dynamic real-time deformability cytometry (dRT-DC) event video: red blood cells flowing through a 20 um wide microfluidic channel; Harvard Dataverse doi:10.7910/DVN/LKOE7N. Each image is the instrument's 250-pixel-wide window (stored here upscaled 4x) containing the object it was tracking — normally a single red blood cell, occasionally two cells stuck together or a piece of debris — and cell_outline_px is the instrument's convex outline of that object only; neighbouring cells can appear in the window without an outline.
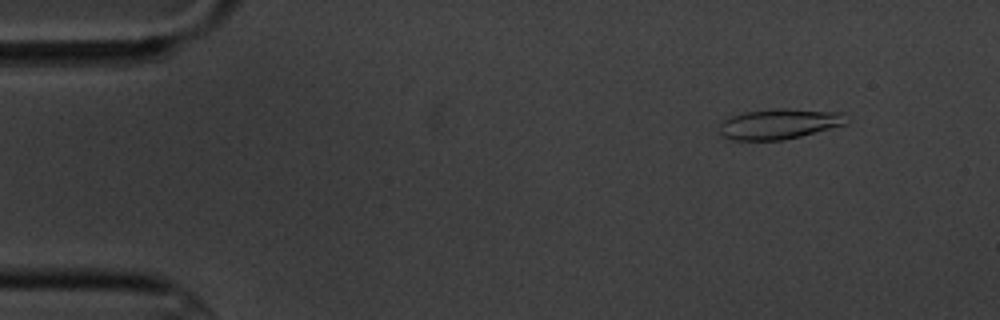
{"species": "common noctule bat (a hibernating species)", "species_latin": "Nyctalus noctula", "temperature_condition": "cold", "stored_images_in_passage": 5, "camera_frame_rate_fps": 3000, "um_per_image_px": 0.085, "animal": {"sex": "male", "body_mass_g": 20.1, "forearm_length_mm": 53.5}, "frame": {"image": 1, "passage_image": 2, "time_ms": 1.333, "image_size_px": [1000, 320], "cell_outline_px": [[848, 124], [784, 140], [732, 140], [724, 136], [720, 132], [720, 124], [724, 120], [732, 116], [744, 112], [776, 108], [784, 108], [844, 112]], "centroid_in_image_um": [66.27, 10.52], "position_along_channel_um": 18.7, "area_um2": 22.48}}